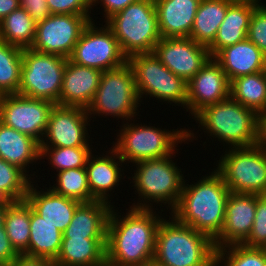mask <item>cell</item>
<instances>
[{
    "instance_id": "obj_1",
    "label": "cell",
    "mask_w": 266,
    "mask_h": 266,
    "mask_svg": "<svg viewBox=\"0 0 266 266\" xmlns=\"http://www.w3.org/2000/svg\"><path fill=\"white\" fill-rule=\"evenodd\" d=\"M114 208L107 225L106 265L147 266L154 259L156 232L163 215L154 208L129 207L124 217Z\"/></svg>"
},
{
    "instance_id": "obj_2",
    "label": "cell",
    "mask_w": 266,
    "mask_h": 266,
    "mask_svg": "<svg viewBox=\"0 0 266 266\" xmlns=\"http://www.w3.org/2000/svg\"><path fill=\"white\" fill-rule=\"evenodd\" d=\"M186 181L188 180L184 181L178 204L169 214L214 240L224 225L225 206L230 190L216 170L194 184L189 185Z\"/></svg>"
},
{
    "instance_id": "obj_3",
    "label": "cell",
    "mask_w": 266,
    "mask_h": 266,
    "mask_svg": "<svg viewBox=\"0 0 266 266\" xmlns=\"http://www.w3.org/2000/svg\"><path fill=\"white\" fill-rule=\"evenodd\" d=\"M170 215L159 223L153 261L162 266H216L214 241Z\"/></svg>"
},
{
    "instance_id": "obj_4",
    "label": "cell",
    "mask_w": 266,
    "mask_h": 266,
    "mask_svg": "<svg viewBox=\"0 0 266 266\" xmlns=\"http://www.w3.org/2000/svg\"><path fill=\"white\" fill-rule=\"evenodd\" d=\"M132 121L123 122L121 130L116 134L117 142L115 140L112 146L125 164L167 157L177 152L178 144L196 140V134L189 127L169 131L150 124H135V119Z\"/></svg>"
},
{
    "instance_id": "obj_5",
    "label": "cell",
    "mask_w": 266,
    "mask_h": 266,
    "mask_svg": "<svg viewBox=\"0 0 266 266\" xmlns=\"http://www.w3.org/2000/svg\"><path fill=\"white\" fill-rule=\"evenodd\" d=\"M192 119L203 132L228 148L256 145L258 114L229 97L204 107ZM225 142V143H224Z\"/></svg>"
},
{
    "instance_id": "obj_6",
    "label": "cell",
    "mask_w": 266,
    "mask_h": 266,
    "mask_svg": "<svg viewBox=\"0 0 266 266\" xmlns=\"http://www.w3.org/2000/svg\"><path fill=\"white\" fill-rule=\"evenodd\" d=\"M175 154H178V151L164 158L134 163L136 170L134 176H131L130 183L134 184L131 187L134 186L136 189L138 202L134 201L130 207L152 209L153 204L157 203L160 204V208L166 205L171 211L176 207L185 177L182 169L172 160L176 157Z\"/></svg>"
},
{
    "instance_id": "obj_7",
    "label": "cell",
    "mask_w": 266,
    "mask_h": 266,
    "mask_svg": "<svg viewBox=\"0 0 266 266\" xmlns=\"http://www.w3.org/2000/svg\"><path fill=\"white\" fill-rule=\"evenodd\" d=\"M105 24L113 31L122 53L154 52L161 39L154 0H138L111 16Z\"/></svg>"
},
{
    "instance_id": "obj_8",
    "label": "cell",
    "mask_w": 266,
    "mask_h": 266,
    "mask_svg": "<svg viewBox=\"0 0 266 266\" xmlns=\"http://www.w3.org/2000/svg\"><path fill=\"white\" fill-rule=\"evenodd\" d=\"M140 103L132 68L125 63L102 72L97 92L86 110L93 119L104 115L131 122L139 114Z\"/></svg>"
},
{
    "instance_id": "obj_9",
    "label": "cell",
    "mask_w": 266,
    "mask_h": 266,
    "mask_svg": "<svg viewBox=\"0 0 266 266\" xmlns=\"http://www.w3.org/2000/svg\"><path fill=\"white\" fill-rule=\"evenodd\" d=\"M127 63L132 68L141 103L149 95V99L155 97L186 109L187 83L163 65L154 52L131 55Z\"/></svg>"
},
{
    "instance_id": "obj_10",
    "label": "cell",
    "mask_w": 266,
    "mask_h": 266,
    "mask_svg": "<svg viewBox=\"0 0 266 266\" xmlns=\"http://www.w3.org/2000/svg\"><path fill=\"white\" fill-rule=\"evenodd\" d=\"M228 149L214 169L230 192L266 195V150L257 145Z\"/></svg>"
},
{
    "instance_id": "obj_11",
    "label": "cell",
    "mask_w": 266,
    "mask_h": 266,
    "mask_svg": "<svg viewBox=\"0 0 266 266\" xmlns=\"http://www.w3.org/2000/svg\"><path fill=\"white\" fill-rule=\"evenodd\" d=\"M18 94L58 105L68 58L25 48Z\"/></svg>"
},
{
    "instance_id": "obj_12",
    "label": "cell",
    "mask_w": 266,
    "mask_h": 266,
    "mask_svg": "<svg viewBox=\"0 0 266 266\" xmlns=\"http://www.w3.org/2000/svg\"><path fill=\"white\" fill-rule=\"evenodd\" d=\"M74 64L101 70L116 69L127 63L113 31L105 24L97 27L94 20L84 29L71 56Z\"/></svg>"
},
{
    "instance_id": "obj_13",
    "label": "cell",
    "mask_w": 266,
    "mask_h": 266,
    "mask_svg": "<svg viewBox=\"0 0 266 266\" xmlns=\"http://www.w3.org/2000/svg\"><path fill=\"white\" fill-rule=\"evenodd\" d=\"M91 21H93L91 15L51 14L37 24L31 49L69 58Z\"/></svg>"
},
{
    "instance_id": "obj_14",
    "label": "cell",
    "mask_w": 266,
    "mask_h": 266,
    "mask_svg": "<svg viewBox=\"0 0 266 266\" xmlns=\"http://www.w3.org/2000/svg\"><path fill=\"white\" fill-rule=\"evenodd\" d=\"M54 105L18 93L0 95V122L41 143Z\"/></svg>"
},
{
    "instance_id": "obj_15",
    "label": "cell",
    "mask_w": 266,
    "mask_h": 266,
    "mask_svg": "<svg viewBox=\"0 0 266 266\" xmlns=\"http://www.w3.org/2000/svg\"><path fill=\"white\" fill-rule=\"evenodd\" d=\"M91 120L85 108L55 104L50 111L40 147L93 146L89 144L92 138L89 140L87 129Z\"/></svg>"
},
{
    "instance_id": "obj_16",
    "label": "cell",
    "mask_w": 266,
    "mask_h": 266,
    "mask_svg": "<svg viewBox=\"0 0 266 266\" xmlns=\"http://www.w3.org/2000/svg\"><path fill=\"white\" fill-rule=\"evenodd\" d=\"M154 54L171 72L188 83L211 58L208 47L189 37L161 38Z\"/></svg>"
},
{
    "instance_id": "obj_17",
    "label": "cell",
    "mask_w": 266,
    "mask_h": 266,
    "mask_svg": "<svg viewBox=\"0 0 266 266\" xmlns=\"http://www.w3.org/2000/svg\"><path fill=\"white\" fill-rule=\"evenodd\" d=\"M230 97V82L222 67L211 57L187 83L186 111L194 117L204 107Z\"/></svg>"
},
{
    "instance_id": "obj_18",
    "label": "cell",
    "mask_w": 266,
    "mask_h": 266,
    "mask_svg": "<svg viewBox=\"0 0 266 266\" xmlns=\"http://www.w3.org/2000/svg\"><path fill=\"white\" fill-rule=\"evenodd\" d=\"M256 213V194L230 192L221 233L213 240L215 249L242 244L249 236Z\"/></svg>"
},
{
    "instance_id": "obj_19",
    "label": "cell",
    "mask_w": 266,
    "mask_h": 266,
    "mask_svg": "<svg viewBox=\"0 0 266 266\" xmlns=\"http://www.w3.org/2000/svg\"><path fill=\"white\" fill-rule=\"evenodd\" d=\"M107 153L95 155L92 153L86 163V172L90 193L95 201H104L110 205L111 191L121 183V173L125 164L118 153L112 148ZM120 166V167H119ZM110 192V193H109ZM111 199V200H109Z\"/></svg>"
},
{
    "instance_id": "obj_20",
    "label": "cell",
    "mask_w": 266,
    "mask_h": 266,
    "mask_svg": "<svg viewBox=\"0 0 266 266\" xmlns=\"http://www.w3.org/2000/svg\"><path fill=\"white\" fill-rule=\"evenodd\" d=\"M102 71L67 60L58 105L87 109L99 86Z\"/></svg>"
},
{
    "instance_id": "obj_21",
    "label": "cell",
    "mask_w": 266,
    "mask_h": 266,
    "mask_svg": "<svg viewBox=\"0 0 266 266\" xmlns=\"http://www.w3.org/2000/svg\"><path fill=\"white\" fill-rule=\"evenodd\" d=\"M37 185L35 181L29 185L26 200L36 213L63 233L81 202L57 194L51 188L39 191Z\"/></svg>"
},
{
    "instance_id": "obj_22",
    "label": "cell",
    "mask_w": 266,
    "mask_h": 266,
    "mask_svg": "<svg viewBox=\"0 0 266 266\" xmlns=\"http://www.w3.org/2000/svg\"><path fill=\"white\" fill-rule=\"evenodd\" d=\"M201 0H154L161 38L190 37Z\"/></svg>"
},
{
    "instance_id": "obj_23",
    "label": "cell",
    "mask_w": 266,
    "mask_h": 266,
    "mask_svg": "<svg viewBox=\"0 0 266 266\" xmlns=\"http://www.w3.org/2000/svg\"><path fill=\"white\" fill-rule=\"evenodd\" d=\"M213 59L222 67L229 82L264 71L266 64V55L248 39L221 49Z\"/></svg>"
},
{
    "instance_id": "obj_24",
    "label": "cell",
    "mask_w": 266,
    "mask_h": 266,
    "mask_svg": "<svg viewBox=\"0 0 266 266\" xmlns=\"http://www.w3.org/2000/svg\"><path fill=\"white\" fill-rule=\"evenodd\" d=\"M104 201L81 203L62 238L107 239V225L111 209Z\"/></svg>"
},
{
    "instance_id": "obj_25",
    "label": "cell",
    "mask_w": 266,
    "mask_h": 266,
    "mask_svg": "<svg viewBox=\"0 0 266 266\" xmlns=\"http://www.w3.org/2000/svg\"><path fill=\"white\" fill-rule=\"evenodd\" d=\"M40 154L37 140L0 122V158L20 168L32 181L35 174H29V165L40 161Z\"/></svg>"
},
{
    "instance_id": "obj_26",
    "label": "cell",
    "mask_w": 266,
    "mask_h": 266,
    "mask_svg": "<svg viewBox=\"0 0 266 266\" xmlns=\"http://www.w3.org/2000/svg\"><path fill=\"white\" fill-rule=\"evenodd\" d=\"M107 239L62 238L56 266H107Z\"/></svg>"
},
{
    "instance_id": "obj_27",
    "label": "cell",
    "mask_w": 266,
    "mask_h": 266,
    "mask_svg": "<svg viewBox=\"0 0 266 266\" xmlns=\"http://www.w3.org/2000/svg\"><path fill=\"white\" fill-rule=\"evenodd\" d=\"M256 5L231 3L218 28L213 43L208 47L213 58L221 49L247 39L250 17Z\"/></svg>"
},
{
    "instance_id": "obj_28",
    "label": "cell",
    "mask_w": 266,
    "mask_h": 266,
    "mask_svg": "<svg viewBox=\"0 0 266 266\" xmlns=\"http://www.w3.org/2000/svg\"><path fill=\"white\" fill-rule=\"evenodd\" d=\"M63 233L45 221L30 205V239L27 256L55 261L62 245Z\"/></svg>"
},
{
    "instance_id": "obj_29",
    "label": "cell",
    "mask_w": 266,
    "mask_h": 266,
    "mask_svg": "<svg viewBox=\"0 0 266 266\" xmlns=\"http://www.w3.org/2000/svg\"><path fill=\"white\" fill-rule=\"evenodd\" d=\"M230 4L231 2L227 0H201L189 38L209 47L217 35Z\"/></svg>"
},
{
    "instance_id": "obj_30",
    "label": "cell",
    "mask_w": 266,
    "mask_h": 266,
    "mask_svg": "<svg viewBox=\"0 0 266 266\" xmlns=\"http://www.w3.org/2000/svg\"><path fill=\"white\" fill-rule=\"evenodd\" d=\"M230 97L255 111H266V75L264 71L244 75L230 82Z\"/></svg>"
},
{
    "instance_id": "obj_31",
    "label": "cell",
    "mask_w": 266,
    "mask_h": 266,
    "mask_svg": "<svg viewBox=\"0 0 266 266\" xmlns=\"http://www.w3.org/2000/svg\"><path fill=\"white\" fill-rule=\"evenodd\" d=\"M5 231L15 251L27 256L30 239V204L22 200L11 202L4 216Z\"/></svg>"
},
{
    "instance_id": "obj_32",
    "label": "cell",
    "mask_w": 266,
    "mask_h": 266,
    "mask_svg": "<svg viewBox=\"0 0 266 266\" xmlns=\"http://www.w3.org/2000/svg\"><path fill=\"white\" fill-rule=\"evenodd\" d=\"M36 31L37 23L21 7L0 21V40L22 49L31 48Z\"/></svg>"
},
{
    "instance_id": "obj_33",
    "label": "cell",
    "mask_w": 266,
    "mask_h": 266,
    "mask_svg": "<svg viewBox=\"0 0 266 266\" xmlns=\"http://www.w3.org/2000/svg\"><path fill=\"white\" fill-rule=\"evenodd\" d=\"M23 49L0 40V95L18 93Z\"/></svg>"
},
{
    "instance_id": "obj_34",
    "label": "cell",
    "mask_w": 266,
    "mask_h": 266,
    "mask_svg": "<svg viewBox=\"0 0 266 266\" xmlns=\"http://www.w3.org/2000/svg\"><path fill=\"white\" fill-rule=\"evenodd\" d=\"M55 175L56 183L50 185L55 193L81 203L95 201L90 193L85 167L64 170Z\"/></svg>"
},
{
    "instance_id": "obj_35",
    "label": "cell",
    "mask_w": 266,
    "mask_h": 266,
    "mask_svg": "<svg viewBox=\"0 0 266 266\" xmlns=\"http://www.w3.org/2000/svg\"><path fill=\"white\" fill-rule=\"evenodd\" d=\"M215 265L266 266V248L248 247L244 244H232L217 248Z\"/></svg>"
},
{
    "instance_id": "obj_36",
    "label": "cell",
    "mask_w": 266,
    "mask_h": 266,
    "mask_svg": "<svg viewBox=\"0 0 266 266\" xmlns=\"http://www.w3.org/2000/svg\"><path fill=\"white\" fill-rule=\"evenodd\" d=\"M92 147H40V159H47L56 172L86 166Z\"/></svg>"
},
{
    "instance_id": "obj_37",
    "label": "cell",
    "mask_w": 266,
    "mask_h": 266,
    "mask_svg": "<svg viewBox=\"0 0 266 266\" xmlns=\"http://www.w3.org/2000/svg\"><path fill=\"white\" fill-rule=\"evenodd\" d=\"M30 179L20 168L0 158V194L10 202L26 199Z\"/></svg>"
},
{
    "instance_id": "obj_38",
    "label": "cell",
    "mask_w": 266,
    "mask_h": 266,
    "mask_svg": "<svg viewBox=\"0 0 266 266\" xmlns=\"http://www.w3.org/2000/svg\"><path fill=\"white\" fill-rule=\"evenodd\" d=\"M242 244L248 247L266 248V195H256V213L252 230Z\"/></svg>"
},
{
    "instance_id": "obj_39",
    "label": "cell",
    "mask_w": 266,
    "mask_h": 266,
    "mask_svg": "<svg viewBox=\"0 0 266 266\" xmlns=\"http://www.w3.org/2000/svg\"><path fill=\"white\" fill-rule=\"evenodd\" d=\"M247 39L266 55V4L256 6L252 12Z\"/></svg>"
},
{
    "instance_id": "obj_40",
    "label": "cell",
    "mask_w": 266,
    "mask_h": 266,
    "mask_svg": "<svg viewBox=\"0 0 266 266\" xmlns=\"http://www.w3.org/2000/svg\"><path fill=\"white\" fill-rule=\"evenodd\" d=\"M46 2L51 14H91L92 0H46Z\"/></svg>"
},
{
    "instance_id": "obj_41",
    "label": "cell",
    "mask_w": 266,
    "mask_h": 266,
    "mask_svg": "<svg viewBox=\"0 0 266 266\" xmlns=\"http://www.w3.org/2000/svg\"><path fill=\"white\" fill-rule=\"evenodd\" d=\"M20 7L25 9L38 24L51 15L46 0H19Z\"/></svg>"
},
{
    "instance_id": "obj_42",
    "label": "cell",
    "mask_w": 266,
    "mask_h": 266,
    "mask_svg": "<svg viewBox=\"0 0 266 266\" xmlns=\"http://www.w3.org/2000/svg\"><path fill=\"white\" fill-rule=\"evenodd\" d=\"M138 0H92V7L97 6V4H100V7L104 8V14L103 17L104 22H106L111 16L116 14L119 11H122L125 7H127L129 4H132Z\"/></svg>"
},
{
    "instance_id": "obj_43",
    "label": "cell",
    "mask_w": 266,
    "mask_h": 266,
    "mask_svg": "<svg viewBox=\"0 0 266 266\" xmlns=\"http://www.w3.org/2000/svg\"><path fill=\"white\" fill-rule=\"evenodd\" d=\"M19 254L13 248L7 232L0 233V266L12 263Z\"/></svg>"
},
{
    "instance_id": "obj_44",
    "label": "cell",
    "mask_w": 266,
    "mask_h": 266,
    "mask_svg": "<svg viewBox=\"0 0 266 266\" xmlns=\"http://www.w3.org/2000/svg\"><path fill=\"white\" fill-rule=\"evenodd\" d=\"M6 266H56L50 259L32 258L25 255H19L12 263Z\"/></svg>"
},
{
    "instance_id": "obj_45",
    "label": "cell",
    "mask_w": 266,
    "mask_h": 266,
    "mask_svg": "<svg viewBox=\"0 0 266 266\" xmlns=\"http://www.w3.org/2000/svg\"><path fill=\"white\" fill-rule=\"evenodd\" d=\"M256 145L266 150V111L258 114Z\"/></svg>"
},
{
    "instance_id": "obj_46",
    "label": "cell",
    "mask_w": 266,
    "mask_h": 266,
    "mask_svg": "<svg viewBox=\"0 0 266 266\" xmlns=\"http://www.w3.org/2000/svg\"><path fill=\"white\" fill-rule=\"evenodd\" d=\"M19 7V0H0V21Z\"/></svg>"
},
{
    "instance_id": "obj_47",
    "label": "cell",
    "mask_w": 266,
    "mask_h": 266,
    "mask_svg": "<svg viewBox=\"0 0 266 266\" xmlns=\"http://www.w3.org/2000/svg\"><path fill=\"white\" fill-rule=\"evenodd\" d=\"M10 201H6L2 206H0V233H4L5 232V228L3 226L4 224V216L6 213V208L7 206L10 204Z\"/></svg>"
},
{
    "instance_id": "obj_48",
    "label": "cell",
    "mask_w": 266,
    "mask_h": 266,
    "mask_svg": "<svg viewBox=\"0 0 266 266\" xmlns=\"http://www.w3.org/2000/svg\"><path fill=\"white\" fill-rule=\"evenodd\" d=\"M231 3H246V4H253L256 6L262 5L264 3H261V0H227Z\"/></svg>"
},
{
    "instance_id": "obj_49",
    "label": "cell",
    "mask_w": 266,
    "mask_h": 266,
    "mask_svg": "<svg viewBox=\"0 0 266 266\" xmlns=\"http://www.w3.org/2000/svg\"><path fill=\"white\" fill-rule=\"evenodd\" d=\"M7 200L0 194V206H2Z\"/></svg>"
},
{
    "instance_id": "obj_50",
    "label": "cell",
    "mask_w": 266,
    "mask_h": 266,
    "mask_svg": "<svg viewBox=\"0 0 266 266\" xmlns=\"http://www.w3.org/2000/svg\"><path fill=\"white\" fill-rule=\"evenodd\" d=\"M147 266H162V265H160V264H158L152 260Z\"/></svg>"
}]
</instances>
